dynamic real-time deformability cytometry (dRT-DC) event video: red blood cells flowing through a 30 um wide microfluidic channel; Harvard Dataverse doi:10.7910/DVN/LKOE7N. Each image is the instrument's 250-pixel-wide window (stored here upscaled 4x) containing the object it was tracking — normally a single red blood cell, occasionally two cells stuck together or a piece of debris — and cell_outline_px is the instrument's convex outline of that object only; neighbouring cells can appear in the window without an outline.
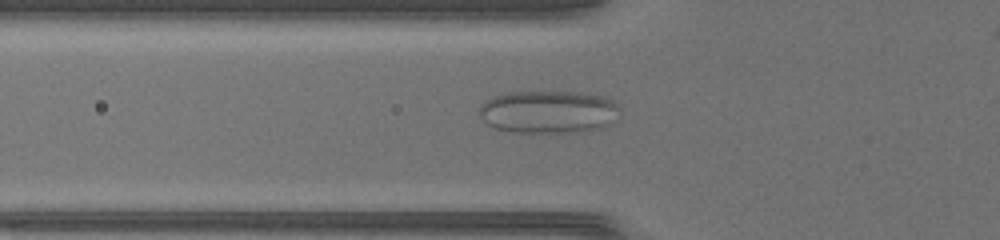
{"species": "common noctule bat (a hibernating species)", "species_latin": "Nyctalus noctula", "temperature_condition": "warm", "stored_images_in_passage": 46, "camera_frame_rate_fps": 3000, "um_per_image_px": 0.085, "animal": {"sex": "female", "body_mass_g": 17.0, "forearm_length_mm": 48.0}, "frame": {"image": 1, "passage_image": 17, "time_ms": 5.333, "image_size_px": [1000, 240], "cell_outline_px": [[620, 108], [608, 124], [600, 128], [588, 132], [512, 132], [496, 128], [488, 124], [480, 116], [480, 108], [492, 96], [508, 92], [580, 92], [604, 96], [612, 100]], "centroid_in_image_um": [46.62, 9.51], "position_along_channel_um": 79.2, "area_um2": 34.8}}
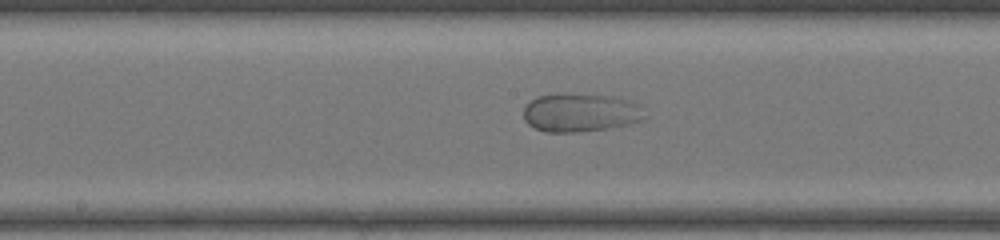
{"frame": {"image": 2, "passage_image": 25, "time_ms": 8.0, "image_size_px": [1000, 240], "cell_outline_px": [[648, 116], [644, 120], [612, 128], [576, 132], [544, 132], [528, 124], [524, 120], [524, 108], [536, 96], [612, 96], [628, 100], [636, 104]], "centroid_in_image_um": [49.37, 9.63], "position_along_channel_um": 198.8, "area_um2": 26.41}}
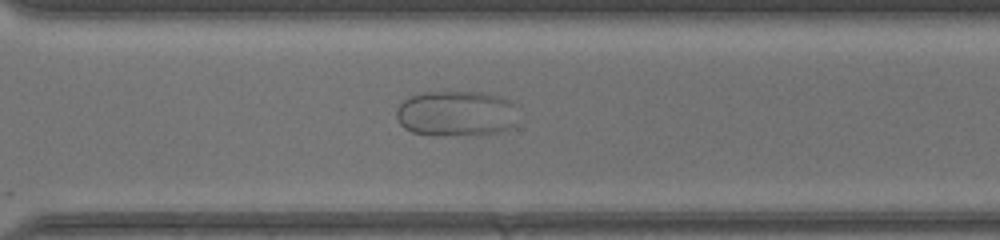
{"frame": {"image": 3, "passage_image": 34, "time_ms": 11.0, "image_size_px": [1000, 240], "cell_outline_px": [[516, 124], [500, 132], [440, 136], [436, 136], [412, 132], [404, 128], [400, 124], [396, 116], [396, 108], [404, 100], [412, 96], [424, 92], [484, 92], [500, 96], [512, 100]], "centroid_in_image_um": [38.75, 9.64], "position_along_channel_um": 331.9, "area_um2": 32.37}}